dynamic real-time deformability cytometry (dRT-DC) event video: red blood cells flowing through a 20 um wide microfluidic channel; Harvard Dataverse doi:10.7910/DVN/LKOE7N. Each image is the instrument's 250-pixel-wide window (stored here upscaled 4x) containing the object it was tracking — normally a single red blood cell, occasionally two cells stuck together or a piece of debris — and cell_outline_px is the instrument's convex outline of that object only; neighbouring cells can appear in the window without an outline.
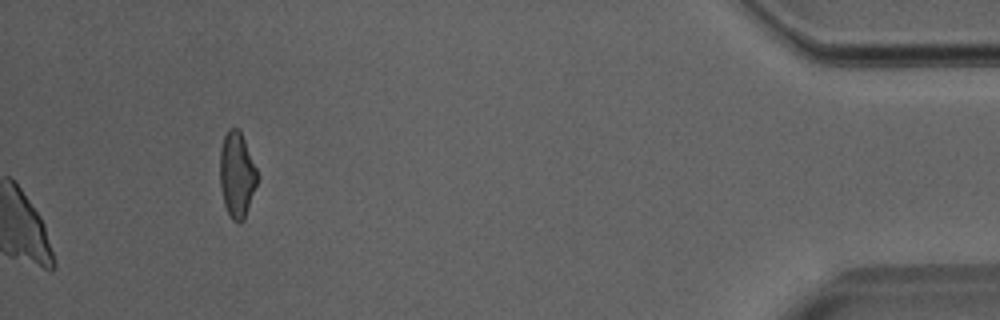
{"species": "Egyptian fruit bat (a non-hibernating species)", "species_latin": "Rousettus aegyptiacus", "temperature_condition": "room temperature", "stored_images_in_passage": 50, "camera_frame_rate_fps": 3000, "um_per_image_px": 0.085, "animal": {"sex": "male"}, "frame": {"image": 1, "passage_image": 50, "time_ms": 16.333, "image_size_px": [1000, 320], "cell_outline_px": [[256, 184], [244, 220], [240, 224], [232, 220], [224, 204], [220, 184], [220, 148], [224, 136], [228, 128], [236, 128], [240, 132], [244, 140], [256, 168]], "centroid_in_image_um": [20.11, 14.87], "position_along_channel_um": 415.1, "area_um2": 18.26}}